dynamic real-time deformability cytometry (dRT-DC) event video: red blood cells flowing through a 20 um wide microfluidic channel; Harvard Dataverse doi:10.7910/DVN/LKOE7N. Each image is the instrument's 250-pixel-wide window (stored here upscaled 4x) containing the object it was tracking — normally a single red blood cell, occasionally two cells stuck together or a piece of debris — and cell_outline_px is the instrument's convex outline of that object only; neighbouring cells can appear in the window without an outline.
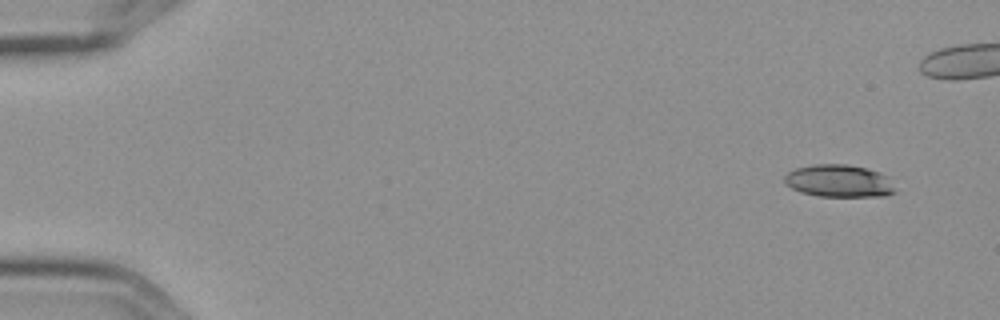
{"species": "Egyptian fruit bat (a non-hibernating species)", "species_latin": "Rousettus aegyptiacus", "temperature_condition": "cold", "stored_images_in_passage": 6, "segment_of_instrument_passage": [2, 2], "camera_frame_rate_fps": 3000, "um_per_image_px": 0.085, "frame": {"image": 1, "passage_image": 6, "time_ms": 1.667, "image_size_px": [1000, 320], "cell_outline_px": [[896, 192], [884, 196], [816, 196], [800, 192], [784, 184], [784, 176], [788, 172], [796, 168], [812, 164], [848, 164], [868, 168], [880, 172], [888, 176]], "centroid_in_image_um": [71.3, 15.37], "position_along_channel_um": 13.7, "area_um2": 21.15}}